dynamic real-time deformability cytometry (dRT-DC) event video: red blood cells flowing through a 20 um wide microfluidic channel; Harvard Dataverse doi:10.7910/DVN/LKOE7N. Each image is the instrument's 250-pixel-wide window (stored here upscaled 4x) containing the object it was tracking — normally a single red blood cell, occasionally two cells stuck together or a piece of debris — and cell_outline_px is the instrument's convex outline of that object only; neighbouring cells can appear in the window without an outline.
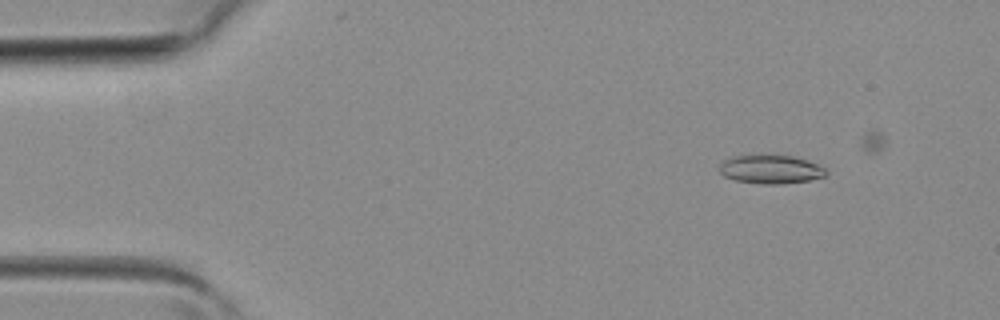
{"species": "common noctule bat (a hibernating species)", "species_latin": "Nyctalus noctula", "temperature_condition": "room temperature", "stored_images_in_passage": 5, "camera_frame_rate_fps": 3000, "um_per_image_px": 0.085, "animal": {"sex": "female", "body_mass_g": 19.3, "forearm_length_mm": 54.1}, "frame": {"image": 1, "passage_image": 5, "time_ms": 1.333, "image_size_px": [1000, 320], "cell_outline_px": [[828, 172], [824, 176], [808, 180], [780, 184], [760, 184], [736, 180], [724, 176], [720, 172], [720, 164], [724, 160], [732, 156], [768, 152], [792, 156], [808, 160], [824, 168]], "centroid_in_image_um": [65.47, 14.34], "position_along_channel_um": 19.5, "area_um2": 18.32}}